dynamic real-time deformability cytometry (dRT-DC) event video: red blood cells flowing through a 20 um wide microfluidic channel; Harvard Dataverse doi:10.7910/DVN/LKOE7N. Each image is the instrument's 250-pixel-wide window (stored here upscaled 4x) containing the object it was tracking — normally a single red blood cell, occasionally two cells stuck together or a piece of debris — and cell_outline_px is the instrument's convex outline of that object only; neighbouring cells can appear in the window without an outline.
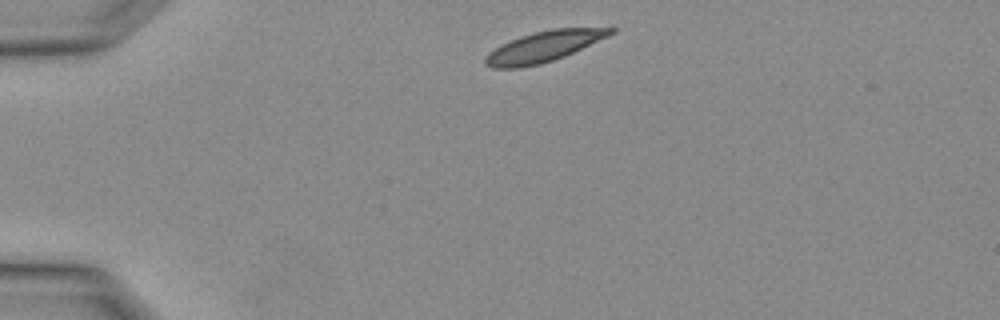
{"species": "Egyptian fruit bat (a non-hibernating species)", "species_latin": "Rousettus aegyptiacus", "temperature_condition": "warm", "stored_images_in_passage": 2, "camera_frame_rate_fps": 3000, "um_per_image_px": 0.085, "animal": {"sex": "female"}, "frame": {"image": 1, "passage_image": 1, "time_ms": 0.0, "image_size_px": [1000, 320], "cell_outline_px": [[616, 32], [608, 36], [564, 56], [540, 64], [520, 68], [492, 68], [484, 64], [484, 56], [488, 52], [500, 44], [520, 36], [552, 28], [616, 28]], "centroid_in_image_um": [46.16, 3.96], "position_along_channel_um": 38.8, "area_um2": 22.25}}